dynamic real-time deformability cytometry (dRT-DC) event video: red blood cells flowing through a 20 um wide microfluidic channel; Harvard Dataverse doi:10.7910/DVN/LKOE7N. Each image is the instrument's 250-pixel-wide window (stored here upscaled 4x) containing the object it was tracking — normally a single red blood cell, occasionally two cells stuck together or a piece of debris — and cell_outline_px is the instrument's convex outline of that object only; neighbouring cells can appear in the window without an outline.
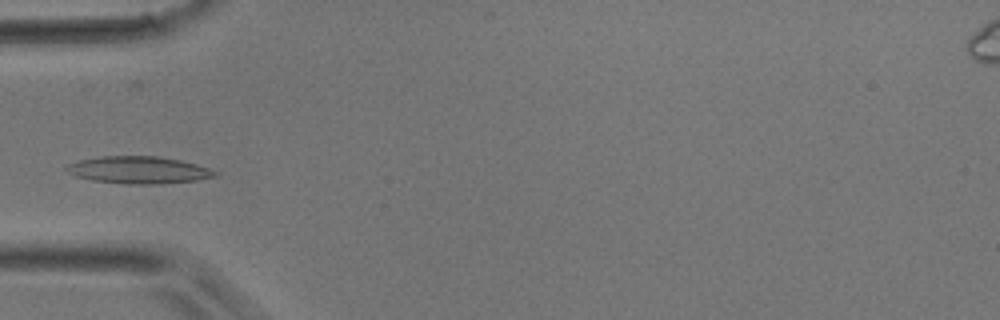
{"species": "common noctule bat (a hibernating species)", "species_latin": "Nyctalus noctula", "temperature_condition": "room temperature", "stored_images_in_passage": 32, "camera_frame_rate_fps": 3000, "um_per_image_px": 0.085, "animal": {"sex": "male", "body_mass_g": 17.9}, "frame": {"image": 1, "passage_image": 1, "time_ms": 0.0, "image_size_px": [1000, 320], "cell_outline_px": [[220, 172], [216, 176], [196, 180], [160, 184], [128, 184], [92, 180], [76, 176], [68, 172], [64, 168], [68, 164], [80, 160], [100, 156], [160, 156], [180, 160], [196, 164]], "centroid_in_image_um": [11.79, 14.44], "position_along_channel_um": 73.2, "area_um2": 23.52}}
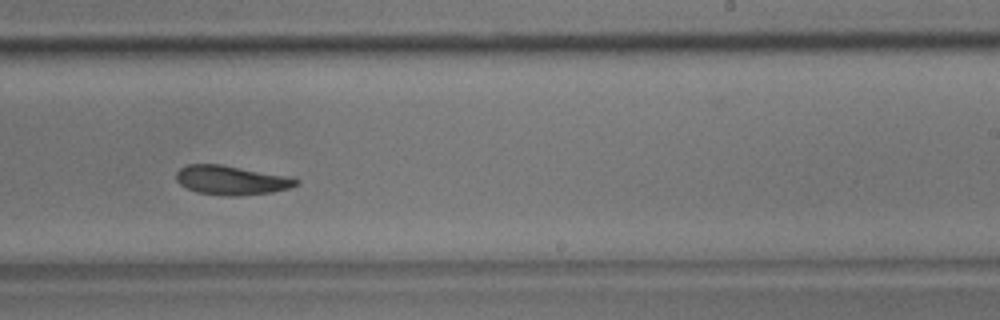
{"frame": {"image": 2, "passage_image": 14, "time_ms": 4.333, "image_size_px": [1000, 320], "cell_outline_px": [[300, 184], [288, 188], [272, 192], [236, 196], [228, 196], [196, 192], [180, 184], [176, 180], [176, 172], [180, 168], [188, 164], [220, 164], [292, 176], [300, 180]], "centroid_in_image_um": [19.7, 15.31], "position_along_channel_um": 269.3, "area_um2": 20.58}}
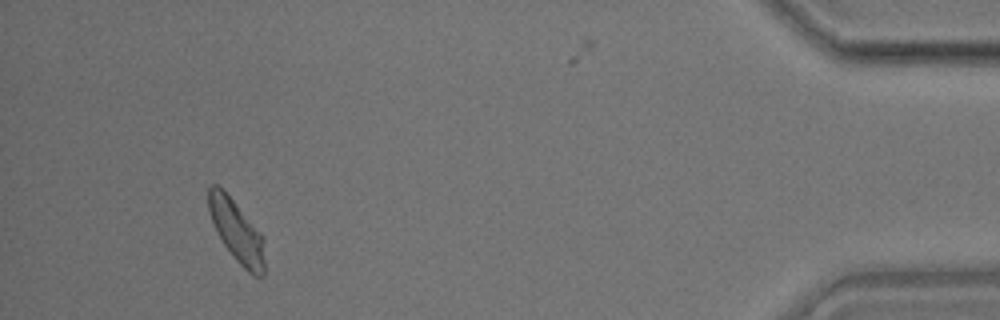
{"frame": {"image": 3, "passage_image": 28, "time_ms": 9.0, "image_size_px": [1000, 320], "cell_outline_px": [[264, 276], [252, 276], [236, 260], [224, 244], [212, 220], [208, 208], [208, 188], [212, 184], [216, 184], [232, 200], [264, 236]], "centroid_in_image_um": [20.15, 19.69], "position_along_channel_um": 415.1, "area_um2": 19.77}}